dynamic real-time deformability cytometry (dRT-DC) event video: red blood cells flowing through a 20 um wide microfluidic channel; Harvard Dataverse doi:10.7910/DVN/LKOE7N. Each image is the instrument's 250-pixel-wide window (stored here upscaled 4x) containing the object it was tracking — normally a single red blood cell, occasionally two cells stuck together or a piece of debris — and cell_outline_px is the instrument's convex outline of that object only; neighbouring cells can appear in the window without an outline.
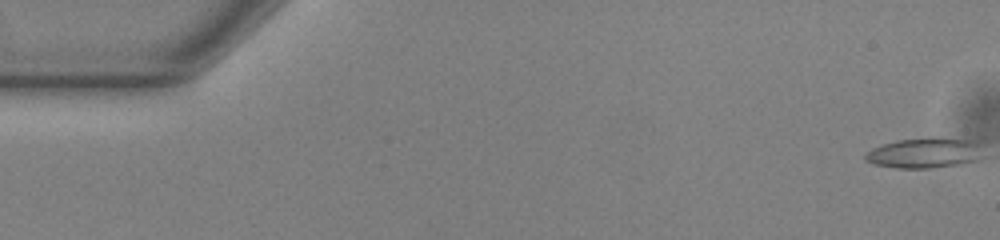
{"species": "common noctule bat (a hibernating species)", "species_latin": "Nyctalus noctula", "temperature_condition": "warm", "stored_images_in_passage": 54, "camera_frame_rate_fps": 3000, "um_per_image_px": 0.085, "animal": {"sex": "male", "body_mass_g": 13.0, "forearm_length_mm": 53.1}, "frame": {"image": 1, "passage_image": 1, "time_ms": 0.0, "image_size_px": [1000, 240], "cell_outline_px": [[980, 160], [956, 164], [928, 168], [896, 168], [876, 164], [864, 160], [864, 156], [872, 148], [896, 140], [928, 136], [932, 136], [976, 140]], "centroid_in_image_um": [78.55, 12.97], "position_along_channel_um": 6.4, "area_um2": 20.75}}
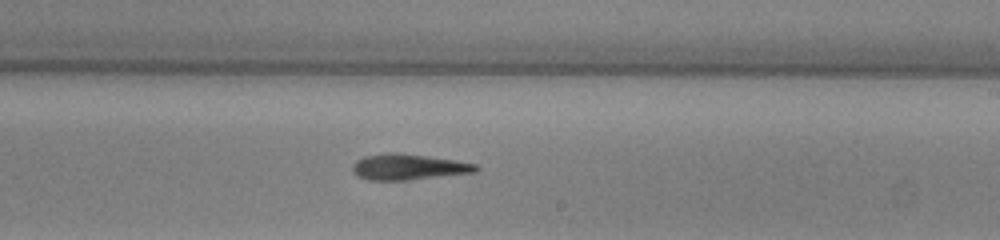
{"frame": {"image": 2, "passage_image": 32, "time_ms": 10.333, "image_size_px": [1000, 240], "cell_outline_px": [[480, 168], [476, 172], [408, 180], [368, 180], [356, 176], [352, 172], [352, 164], [356, 160], [364, 156], [392, 152], [396, 152], [456, 160], [476, 164]], "centroid_in_image_um": [34.68, 14.19], "position_along_channel_um": 254.3, "area_um2": 18.67}}
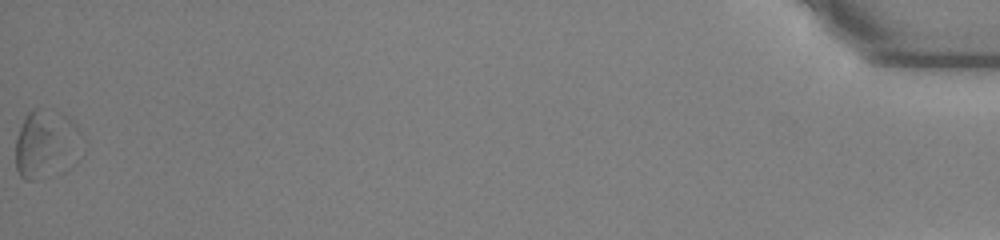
{"frame": {"image": 3, "passage_image": 54, "time_ms": 17.667, "image_size_px": [1000, 240], "cell_outline_px": [[52, 152], [48, 176], [32, 180], [24, 180], [20, 176], [16, 168], [16, 140], [20, 128], [28, 112], [36, 108], [52, 132]], "centroid_in_image_um": [2.87, 12.53], "position_along_channel_um": 432.3, "area_um2": 14.8}, "authors_computed_cell_mechanics": {"area_um2": 18.4671, "velocity_mm_per_s": 3.8499, "shape_relaxation_time_tau1_ms": 3.9691, "shape_relaxation_time_tau2_ms": null, "deformation_change_tau1": 0.1529, "deformation_change_tau2": null}}